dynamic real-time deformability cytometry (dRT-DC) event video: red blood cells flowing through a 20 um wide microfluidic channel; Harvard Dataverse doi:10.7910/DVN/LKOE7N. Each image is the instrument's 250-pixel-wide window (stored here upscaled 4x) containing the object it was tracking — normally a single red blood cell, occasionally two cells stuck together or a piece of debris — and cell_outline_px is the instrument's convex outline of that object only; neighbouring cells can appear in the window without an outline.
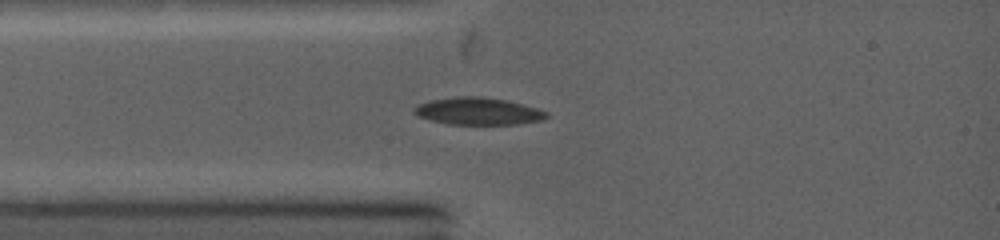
{"species": "common noctule bat (a hibernating species)", "species_latin": "Nyctalus noctula", "temperature_condition": "warm", "stored_images_in_passage": 61, "camera_frame_rate_fps": 5000, "um_per_image_px": 0.085, "animal": {"sex": "female", "body_mass_g": 19.0, "forearm_length_mm": 53.3}, "frame": {"image": 1, "passage_image": 1, "time_ms": 0.0, "image_size_px": [1000, 240], "cell_outline_px": [[548, 116], [544, 120], [520, 124], [444, 124], [416, 116], [412, 112], [412, 108], [428, 100], [460, 96], [472, 96], [504, 100], [536, 108], [548, 112]], "centroid_in_image_um": [40.59, 9.47], "position_along_channel_um": 44.4, "area_um2": 20.98}}
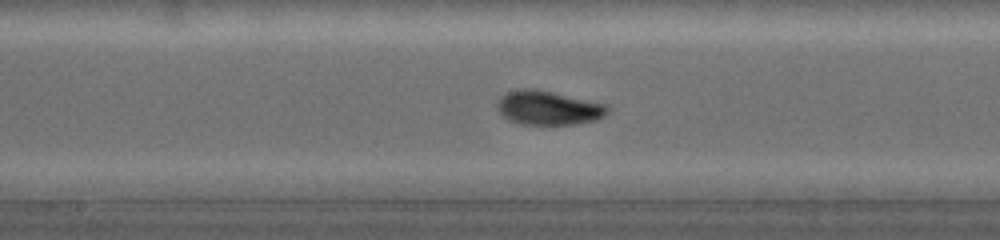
{"frame": {"image": 2, "passage_image": 19, "time_ms": 3.6, "image_size_px": [1000, 240], "cell_outline_px": [[612, 108], [604, 116], [596, 120], [548, 128], [516, 124], [500, 116], [496, 108], [496, 104], [508, 92], [552, 92], [604, 104]], "centroid_in_image_um": [46.62, 9.29], "position_along_channel_um": 201.6, "area_um2": 21.85}}
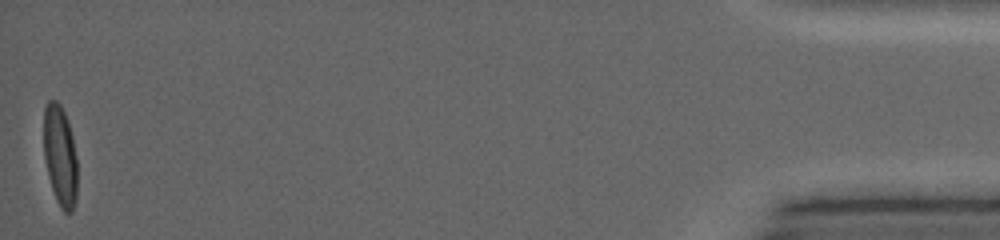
{"frame": {"image": 3, "passage_image": 61, "time_ms": 12.0, "image_size_px": [1000, 240], "cell_outline_px": [[76, 196], [72, 212], [64, 212], [60, 208], [56, 200], [48, 176], [44, 156], [44, 108], [48, 100], [56, 100], [60, 104], [64, 112], [72, 136], [76, 156]], "centroid_in_image_um": [5.09, 13.24], "position_along_channel_um": 430.1, "area_um2": 19.54}}